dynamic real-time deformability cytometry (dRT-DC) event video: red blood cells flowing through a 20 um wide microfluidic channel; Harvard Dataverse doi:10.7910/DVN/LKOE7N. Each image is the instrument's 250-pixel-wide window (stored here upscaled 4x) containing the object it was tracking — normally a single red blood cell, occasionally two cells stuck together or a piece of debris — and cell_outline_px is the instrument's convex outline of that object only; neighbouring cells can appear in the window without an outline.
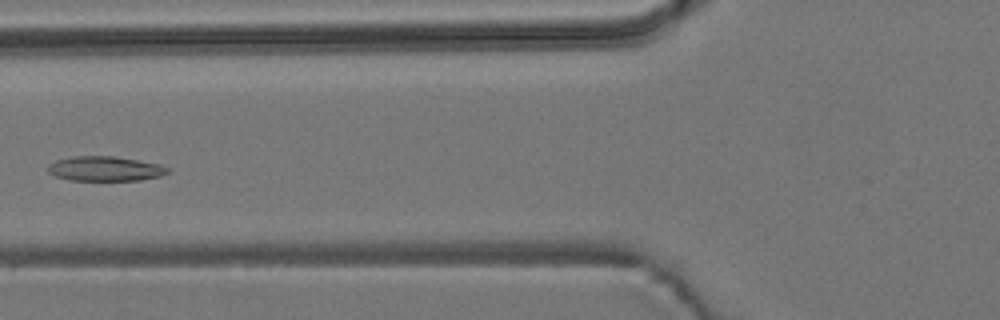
{"species": "common noctule bat (a hibernating species)", "species_latin": "Nyctalus noctula", "temperature_condition": "room temperature", "stored_images_in_passage": 5, "camera_frame_rate_fps": 3000, "um_per_image_px": 0.085, "animal": {"sex": "male", "body_mass_g": 19.2, "forearm_length_mm": 51.8}, "frame": {"image": 1, "passage_image": 4, "time_ms": 5.0, "image_size_px": [1000, 320], "cell_outline_px": [[168, 172], [160, 176], [140, 180], [68, 180], [56, 176], [48, 172], [48, 164], [56, 160], [72, 156], [116, 156], [160, 164], [168, 168]], "centroid_in_image_um": [8.91, 14.33], "position_along_channel_um": 116.9, "area_um2": 17.22}}
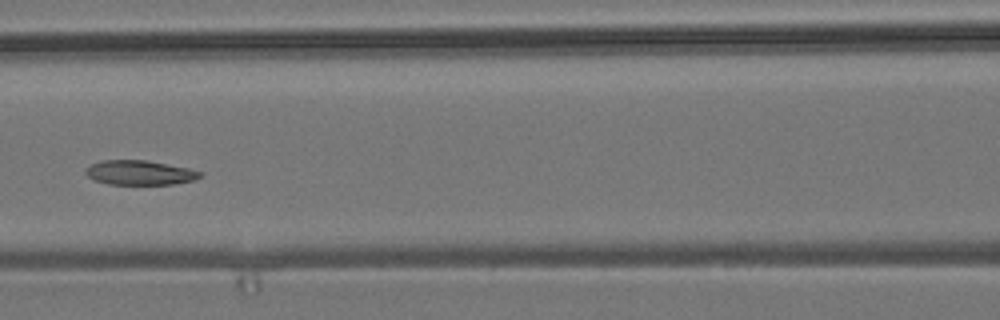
{"frame": {"image": 2, "passage_image": 5, "time_ms": 6.0, "image_size_px": [1000, 320], "cell_outline_px": [[204, 172], [196, 180], [172, 184], [108, 184], [92, 180], [84, 172], [84, 168], [100, 160], [144, 160], [188, 168]], "centroid_in_image_um": [11.84, 14.68], "position_along_channel_um": 154.8, "area_um2": 16.42}}